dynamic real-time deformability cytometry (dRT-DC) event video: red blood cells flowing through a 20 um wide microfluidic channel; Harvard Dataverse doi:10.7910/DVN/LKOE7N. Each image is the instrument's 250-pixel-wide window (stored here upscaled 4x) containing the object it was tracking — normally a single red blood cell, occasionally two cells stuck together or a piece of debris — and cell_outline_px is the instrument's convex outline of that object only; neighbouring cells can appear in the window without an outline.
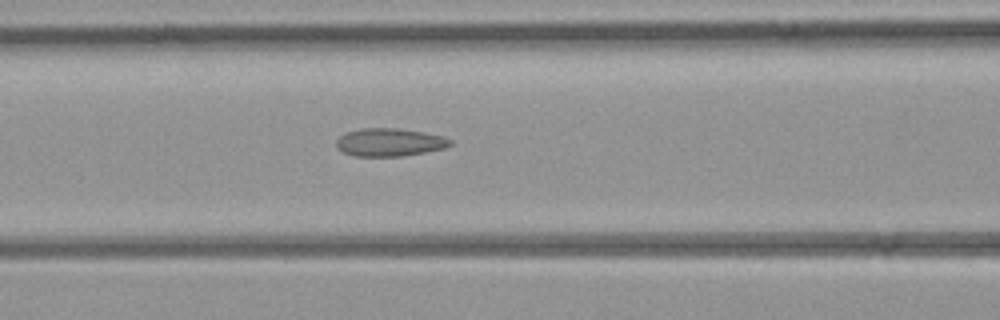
{"species": "common noctule bat (a hibernating species)", "species_latin": "Nyctalus noctula", "temperature_condition": "room temperature", "stored_images_in_passage": 7, "camera_frame_rate_fps": 3000, "um_per_image_px": 0.085, "animal": {"sex": "female", "body_mass_g": 21.9}, "frame": {"image": 1, "passage_image": 7, "time_ms": 7.667, "image_size_px": [1000, 320], "cell_outline_px": [[452, 144], [444, 148], [424, 152], [400, 156], [352, 156], [336, 148], [336, 140], [344, 132], [364, 128], [396, 128], [444, 136], [452, 140]], "centroid_in_image_um": [33.07, 12.09], "position_along_channel_um": 133.5, "area_um2": 18.5}}